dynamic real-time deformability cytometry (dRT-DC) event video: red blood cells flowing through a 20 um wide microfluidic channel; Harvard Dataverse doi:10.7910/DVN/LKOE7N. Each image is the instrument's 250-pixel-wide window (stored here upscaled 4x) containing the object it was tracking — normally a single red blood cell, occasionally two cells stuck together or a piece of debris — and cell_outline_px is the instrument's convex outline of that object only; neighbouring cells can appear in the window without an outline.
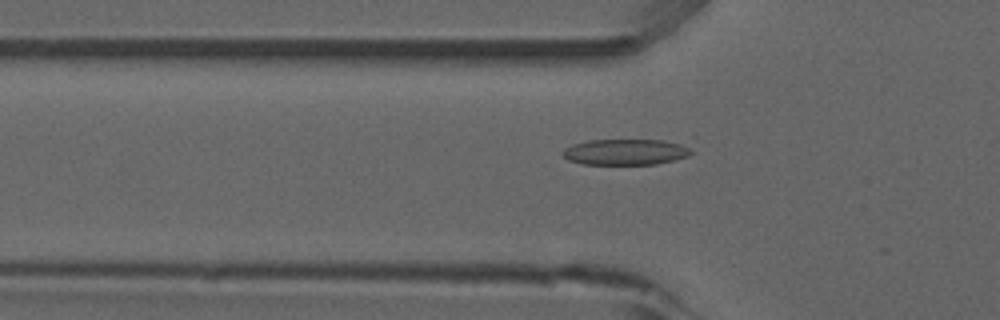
{"species": "common noctule bat (a hibernating species)", "species_latin": "Nyctalus noctula", "temperature_condition": "room temperature", "stored_images_in_passage": 52, "camera_frame_rate_fps": 3000, "um_per_image_px": 0.085, "animal": {"sex": "male", "forearm_length_mm": 52.5}, "frame": {"image": 1, "passage_image": 17, "time_ms": 5.333, "image_size_px": [1000, 320], "cell_outline_px": [[692, 152], [688, 156], [676, 160], [656, 164], [584, 164], [568, 160], [560, 152], [564, 148], [572, 144], [588, 140], [692, 136]], "centroid_in_image_um": [53.51, 12.81], "position_along_channel_um": 72.3, "area_um2": 21.73}}
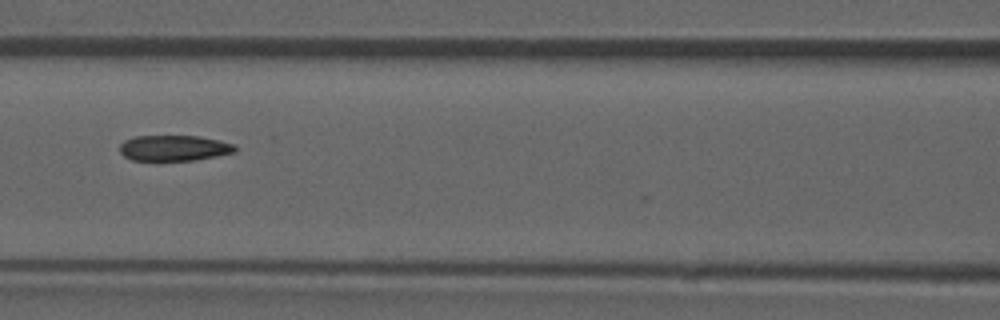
{"frame": {"image": 2, "passage_image": 23, "time_ms": 7.333, "image_size_px": [1000, 320], "cell_outline_px": [[236, 152], [196, 160], [132, 160], [124, 156], [120, 152], [120, 144], [124, 140], [132, 136], [200, 136], [220, 140], [236, 144]], "centroid_in_image_um": [14.81, 12.57], "position_along_channel_um": 151.8, "area_um2": 17.4}}
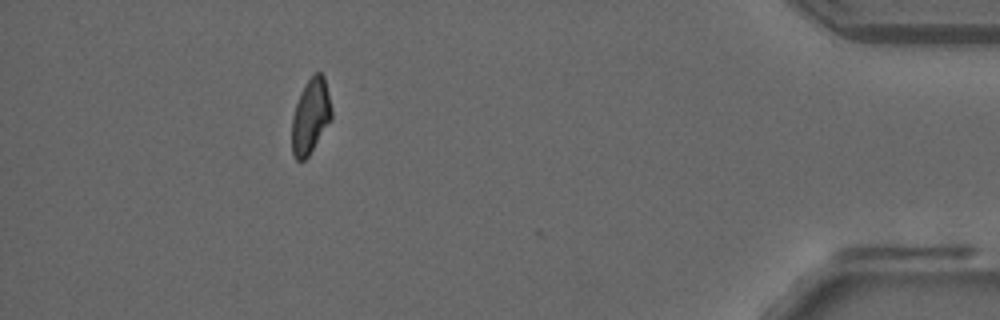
{"frame": {"image": 3, "passage_image": 47, "time_ms": 15.333, "image_size_px": [1000, 320], "cell_outline_px": [[332, 120], [308, 156], [304, 160], [296, 160], [292, 152], [292, 116], [300, 92], [304, 84], [316, 72], [320, 72], [324, 76], [332, 108]], "centroid_in_image_um": [26.4, 9.88], "position_along_channel_um": 408.8, "area_um2": 17.4}, "authors_computed_cell_mechanics": {"area_um2": 18.5538, "velocity_mm_per_s": 3.9213, "shape_relaxation_time_tau1_ms": null, "shape_relaxation_time_tau2_ms": 1.9352, "deformation_change_tau1": null, "deformation_change_tau2": 0.079}}